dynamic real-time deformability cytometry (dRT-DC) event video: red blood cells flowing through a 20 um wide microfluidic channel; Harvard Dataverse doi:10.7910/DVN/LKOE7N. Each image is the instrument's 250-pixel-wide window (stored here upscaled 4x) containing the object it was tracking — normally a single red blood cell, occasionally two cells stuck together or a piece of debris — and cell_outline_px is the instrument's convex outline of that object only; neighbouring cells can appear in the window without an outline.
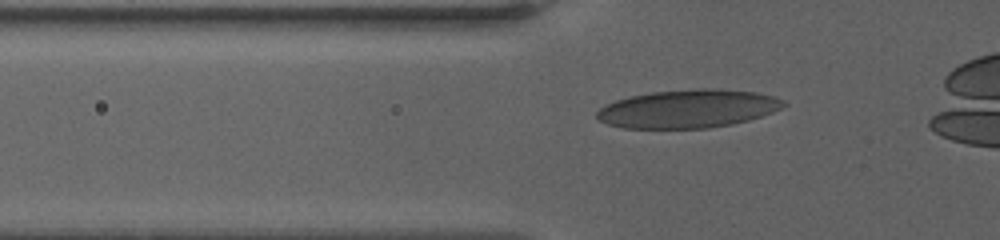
{"species": "human", "species_latin": "Homo sapiens", "temperature_condition": "warm", "stored_images_in_passage": 49, "camera_frame_rate_fps": 3000, "um_per_image_px": 0.085, "donor": {"sex": "female"}, "frame": {"image": 1, "passage_image": 9, "time_ms": 2.333, "image_size_px": [1000, 240], "cell_outline_px": [[788, 104], [772, 112], [748, 120], [732, 124], [708, 128], [624, 128], [608, 124], [600, 120], [596, 116], [596, 112], [604, 104], [616, 100], [632, 96], [652, 92], [700, 88], [708, 88], [756, 92], [776, 96], [784, 100]], "centroid_in_image_um": [58.5, 9.24], "position_along_channel_um": 67.3, "area_um2": 41.56}}
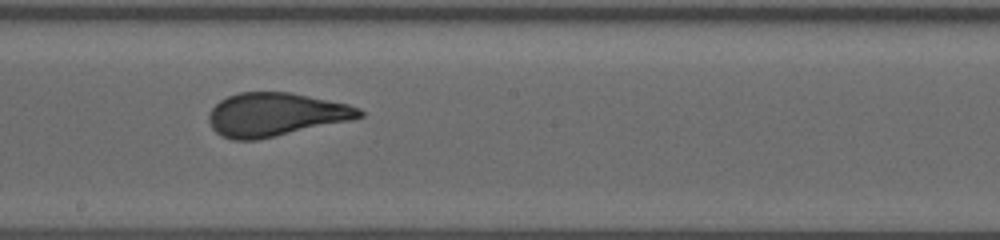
{"frame": {"image": 2, "passage_image": 32, "time_ms": 7.333, "image_size_px": [1000, 240], "cell_outline_px": [[364, 116], [352, 120], [276, 136], [256, 140], [232, 140], [216, 132], [212, 128], [208, 120], [208, 116], [212, 108], [220, 100], [228, 96], [240, 92], [288, 92], [348, 104], [360, 108], [364, 112]], "centroid_in_image_um": [23.43, 9.74], "position_along_channel_um": 224.8, "area_um2": 37.97}}
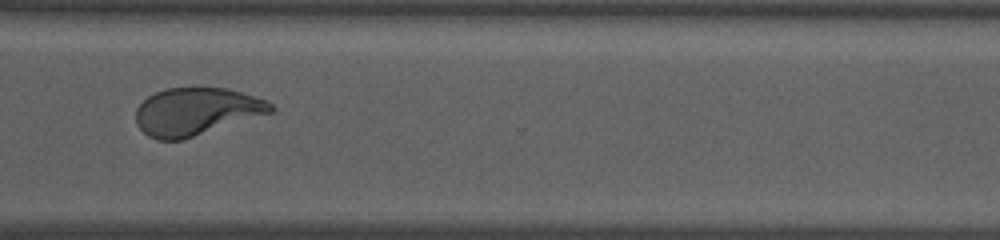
{"frame": {"image": 3, "passage_image": 48, "time_ms": 11.333, "image_size_px": [1000, 240], "cell_outline_px": [[276, 108], [272, 112], [184, 140], [156, 140], [148, 136], [136, 124], [136, 108], [148, 96], [156, 92], [168, 88], [228, 88], [268, 100]], "centroid_in_image_um": [16.69, 9.49], "position_along_channel_um": 353.9, "area_um2": 37.45}}